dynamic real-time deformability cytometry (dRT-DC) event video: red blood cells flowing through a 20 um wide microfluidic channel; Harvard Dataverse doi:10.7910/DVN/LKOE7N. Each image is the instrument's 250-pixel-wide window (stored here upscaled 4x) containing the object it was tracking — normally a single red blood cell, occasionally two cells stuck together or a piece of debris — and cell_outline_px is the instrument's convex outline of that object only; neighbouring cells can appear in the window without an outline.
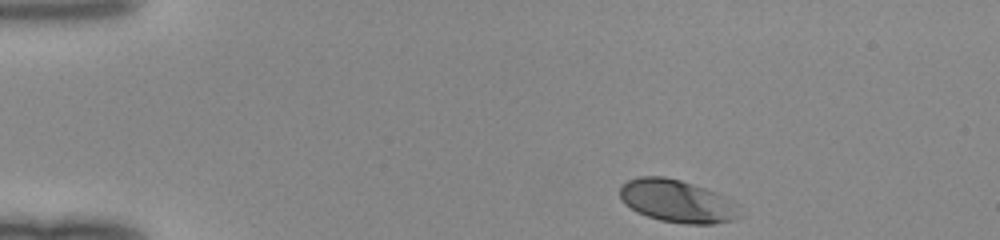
{"species": "human", "species_latin": "Homo sapiens", "temperature_condition": "room temperature", "stored_images_in_passage": 35, "camera_frame_rate_fps": 3000, "um_per_image_px": 0.085, "donor": {"sex": "female"}, "frame": {"image": 1, "passage_image": 1, "time_ms": 0.0, "image_size_px": [1000, 240], "cell_outline_px": [[740, 216], [732, 220], [712, 224], [688, 224], [660, 220], [636, 212], [624, 204], [620, 200], [620, 184], [628, 180], [640, 176], [664, 176], [680, 180], [716, 192], [740, 204]], "centroid_in_image_um": [57.55, 17.09], "position_along_channel_um": 27.5, "area_um2": 30.0}}
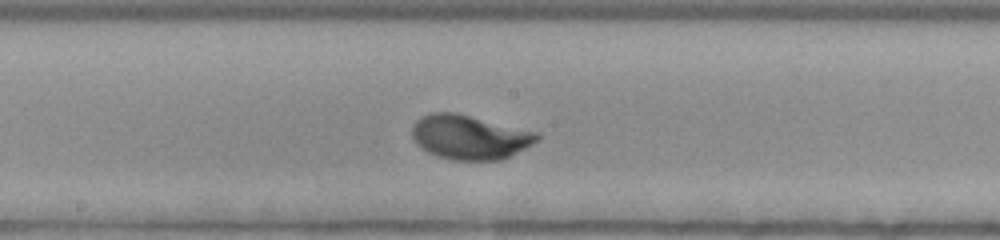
{"frame": {"image": 2, "passage_image": 20, "time_ms": 6.333, "image_size_px": [1000, 240], "cell_outline_px": [[540, 136], [532, 144], [500, 160], [452, 160], [436, 156], [428, 152], [416, 144], [412, 140], [412, 124], [420, 116], [432, 112], [456, 112], [540, 132]], "centroid_in_image_um": [39.88, 11.64], "position_along_channel_um": 208.3, "area_um2": 32.54}}
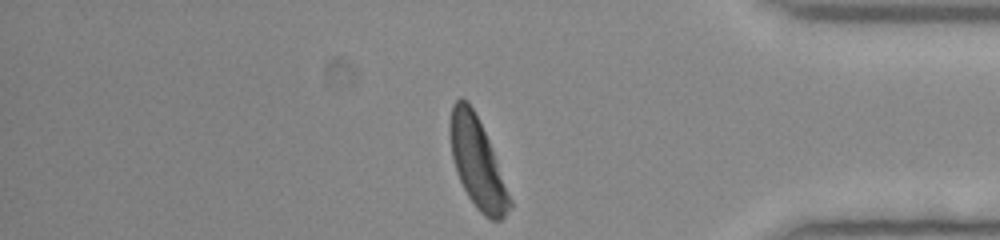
{"frame": {"image": 3, "passage_image": 35, "time_ms": 11.333, "image_size_px": [1000, 240], "cell_outline_px": [[512, 208], [500, 220], [492, 220], [484, 216], [476, 208], [468, 196], [456, 172], [452, 156], [448, 132], [448, 124], [452, 104], [460, 96], [468, 100], [488, 140], [512, 200]], "centroid_in_image_um": [40.54, 13.83], "position_along_channel_um": 394.7, "area_um2": 31.1}}